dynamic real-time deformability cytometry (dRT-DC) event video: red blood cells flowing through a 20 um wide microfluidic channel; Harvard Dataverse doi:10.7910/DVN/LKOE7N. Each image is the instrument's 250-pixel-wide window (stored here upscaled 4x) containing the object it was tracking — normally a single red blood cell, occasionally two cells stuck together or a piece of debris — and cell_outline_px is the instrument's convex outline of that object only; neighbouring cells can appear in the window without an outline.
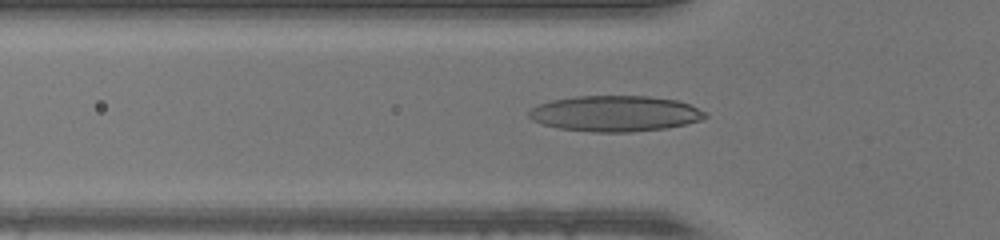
{"species": "human", "species_latin": "Homo sapiens", "temperature_condition": "warm", "stored_images_in_passage": 43, "camera_frame_rate_fps": 3000, "um_per_image_px": 0.085, "donor": {"sex": "male"}, "frame": {"image": 1, "passage_image": 16, "time_ms": 5.0, "image_size_px": [1000, 240], "cell_outline_px": [[708, 116], [700, 120], [668, 128], [632, 132], [592, 132], [560, 128], [544, 124], [532, 120], [528, 116], [528, 108], [552, 100], [576, 96], [648, 96], [676, 100], [688, 104], [708, 112]], "centroid_in_image_um": [52.29, 9.65], "position_along_channel_um": 73.5, "area_um2": 36.82}}
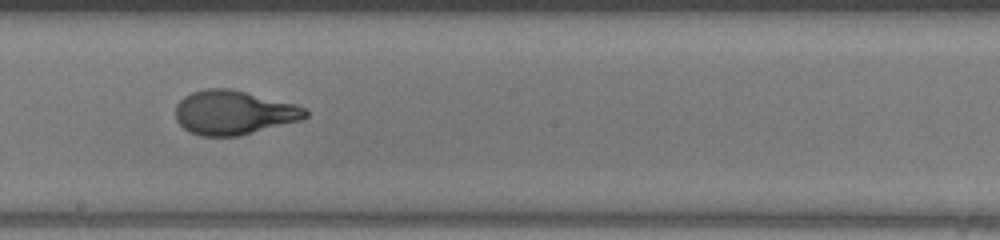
{"frame": {"image": 2, "passage_image": 27, "time_ms": 8.667, "image_size_px": [1000, 240], "cell_outline_px": [[308, 116], [300, 120], [236, 136], [200, 136], [188, 132], [176, 120], [176, 104], [184, 96], [192, 92], [204, 88], [228, 88], [296, 104], [304, 108], [308, 112]], "centroid_in_image_um": [19.82, 9.56], "position_along_channel_um": 228.4, "area_um2": 33.18}}
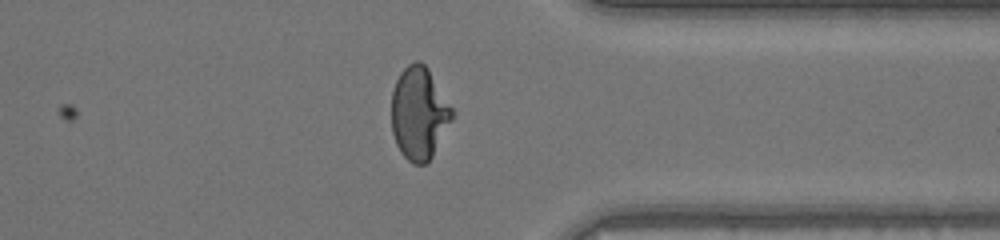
{"frame": {"image": 3, "passage_image": 38, "time_ms": 12.333, "image_size_px": [1000, 240], "cell_outline_px": [[452, 120], [428, 164], [412, 164], [400, 152], [396, 144], [392, 132], [392, 92], [396, 80], [400, 72], [408, 64], [416, 60], [420, 60], [428, 68], [452, 108]], "centroid_in_image_um": [35.6, 9.64], "position_along_channel_um": 375.8, "area_um2": 32.66}}